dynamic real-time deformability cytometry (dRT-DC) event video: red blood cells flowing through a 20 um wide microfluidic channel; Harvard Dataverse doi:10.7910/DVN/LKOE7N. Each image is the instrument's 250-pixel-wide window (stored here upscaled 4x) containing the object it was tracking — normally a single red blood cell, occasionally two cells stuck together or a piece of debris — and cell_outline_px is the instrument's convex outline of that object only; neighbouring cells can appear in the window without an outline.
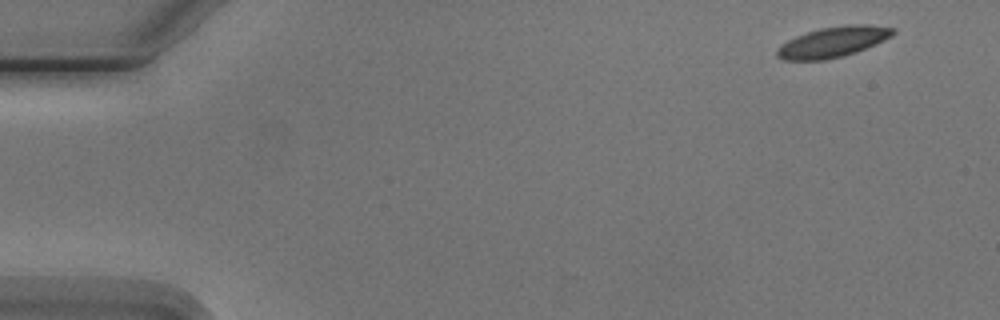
{"species": "Egyptian fruit bat (a non-hibernating species)", "species_latin": "Rousettus aegyptiacus", "temperature_condition": "cold", "stored_images_in_passage": 7, "camera_frame_rate_fps": 3000, "um_per_image_px": 0.085, "animal": {"sex": "male"}, "frame": {"image": 1, "passage_image": 1, "time_ms": 0.0, "image_size_px": [1000, 320], "cell_outline_px": [[896, 32], [892, 36], [876, 44], [856, 52], [844, 56], [824, 60], [784, 60], [776, 56], [776, 48], [788, 40], [796, 36], [820, 28], [848, 24], [868, 24], [896, 28]], "centroid_in_image_um": [70.83, 3.56], "position_along_channel_um": 14.2, "area_um2": 20.75}}
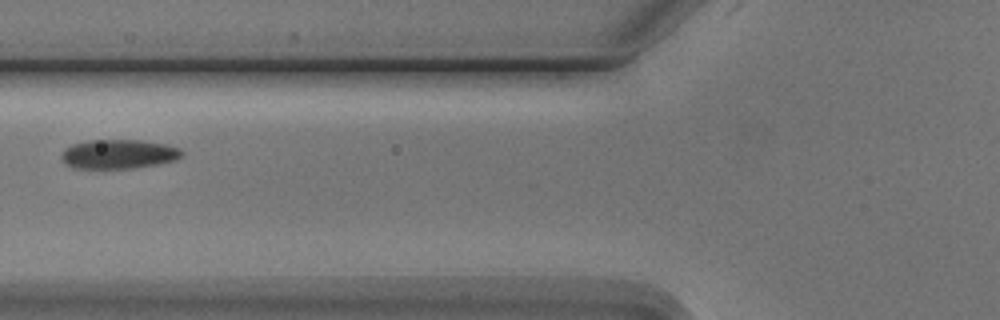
{"frame": {"image": 2, "passage_image": 6, "time_ms": 6.0, "image_size_px": [1000, 320], "cell_outline_px": [[184, 156], [176, 160], [156, 164], [132, 168], [72, 168], [64, 164], [60, 156], [60, 152], [64, 148], [72, 144], [88, 140], [144, 140], [164, 144], [180, 148], [184, 152]], "centroid_in_image_um": [10.05, 13.09], "position_along_channel_um": 115.7, "area_um2": 20.81}}
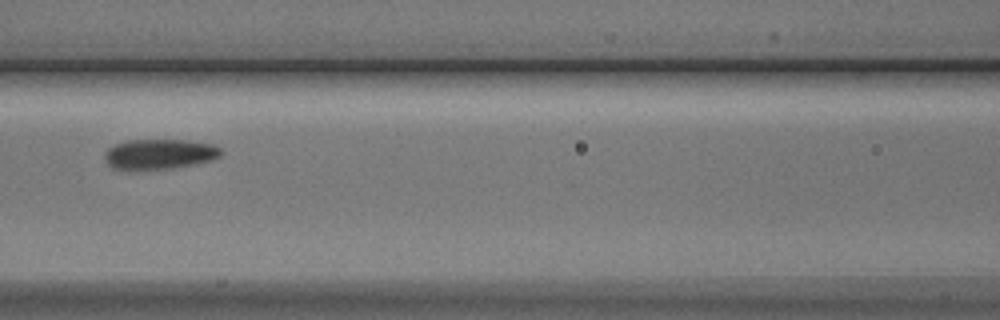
{"frame": {"image": 3, "passage_image": 7, "time_ms": 7.0, "image_size_px": [1000, 320], "cell_outline_px": [[224, 152], [220, 156], [212, 160], [196, 164], [172, 168], [136, 172], [128, 172], [112, 168], [104, 160], [104, 152], [108, 148], [124, 140], [188, 140], [212, 144], [220, 148]], "centroid_in_image_um": [13.5, 13.13], "position_along_channel_um": 153.1, "area_um2": 21.27}}